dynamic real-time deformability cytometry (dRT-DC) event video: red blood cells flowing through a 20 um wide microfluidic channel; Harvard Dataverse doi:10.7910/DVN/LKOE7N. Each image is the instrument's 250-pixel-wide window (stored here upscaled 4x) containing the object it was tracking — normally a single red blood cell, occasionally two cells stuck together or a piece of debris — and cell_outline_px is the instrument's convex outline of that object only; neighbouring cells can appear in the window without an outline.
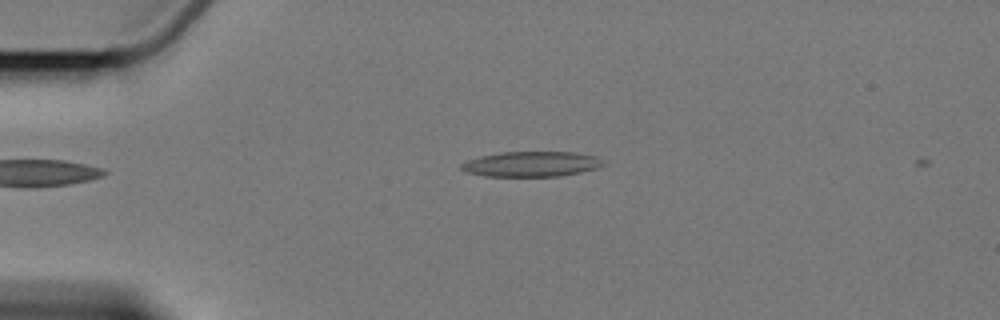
{"species": "Egyptian fruit bat (a non-hibernating species)", "species_latin": "Rousettus aegyptiacus", "temperature_condition": "cold", "stored_images_in_passage": 2, "camera_frame_rate_fps": 3000, "um_per_image_px": 0.085, "animal": {"sex": "female"}, "frame": {"image": 1, "passage_image": 2, "time_ms": 1.333, "image_size_px": [1000, 320], "cell_outline_px": [[604, 164], [596, 168], [580, 172], [560, 176], [484, 176], [468, 172], [460, 168], [460, 164], [468, 160], [480, 156], [500, 152], [572, 152], [596, 156]], "centroid_in_image_um": [45.13, 13.94], "position_along_channel_um": 39.9, "area_um2": 20.63}}